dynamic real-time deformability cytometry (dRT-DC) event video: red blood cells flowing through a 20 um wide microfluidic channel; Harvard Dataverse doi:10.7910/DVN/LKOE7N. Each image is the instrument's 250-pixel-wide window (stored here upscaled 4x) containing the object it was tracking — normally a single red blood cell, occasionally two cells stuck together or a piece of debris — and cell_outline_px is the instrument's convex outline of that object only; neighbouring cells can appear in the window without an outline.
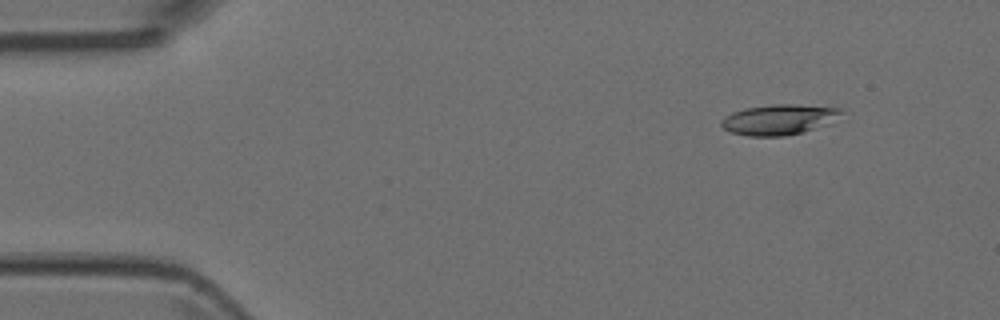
{"species": "Egyptian fruit bat (a non-hibernating species)", "species_latin": "Rousettus aegyptiacus", "temperature_condition": "room temperature", "stored_images_in_passage": 5, "camera_frame_rate_fps": 3000, "um_per_image_px": 0.085, "animal": {"sex": "female"}, "frame": {"image": 1, "passage_image": 2, "time_ms": 0.333, "image_size_px": [1000, 320], "cell_outline_px": [[844, 112], [832, 124], [784, 136], [748, 136], [732, 132], [724, 128], [720, 124], [720, 120], [724, 116], [732, 112], [744, 108], [772, 104], [792, 104], [840, 108]], "centroid_in_image_um": [66.22, 10.15], "position_along_channel_um": 18.8, "area_um2": 21.39}}
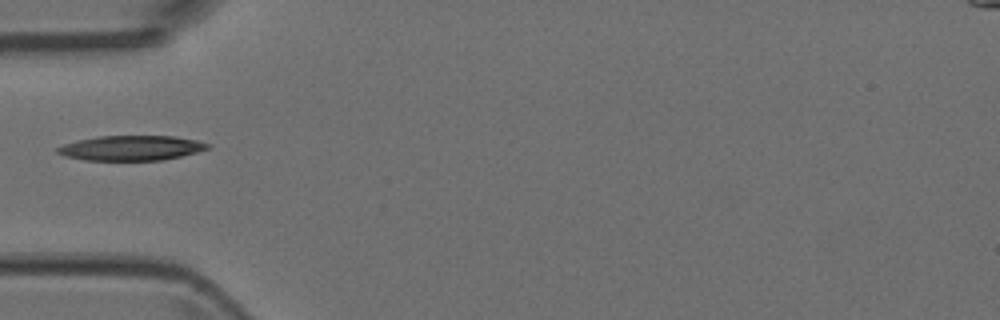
{"frame": {"image": 2, "passage_image": 5, "time_ms": 1.333, "image_size_px": [1000, 320], "cell_outline_px": [[212, 148], [164, 160], [84, 160], [64, 156], [56, 152], [56, 148], [64, 144], [80, 140], [100, 136], [176, 136], [196, 140], [212, 144]], "centroid_in_image_um": [11.2, 12.58], "position_along_channel_um": 73.8, "area_um2": 21.79}}